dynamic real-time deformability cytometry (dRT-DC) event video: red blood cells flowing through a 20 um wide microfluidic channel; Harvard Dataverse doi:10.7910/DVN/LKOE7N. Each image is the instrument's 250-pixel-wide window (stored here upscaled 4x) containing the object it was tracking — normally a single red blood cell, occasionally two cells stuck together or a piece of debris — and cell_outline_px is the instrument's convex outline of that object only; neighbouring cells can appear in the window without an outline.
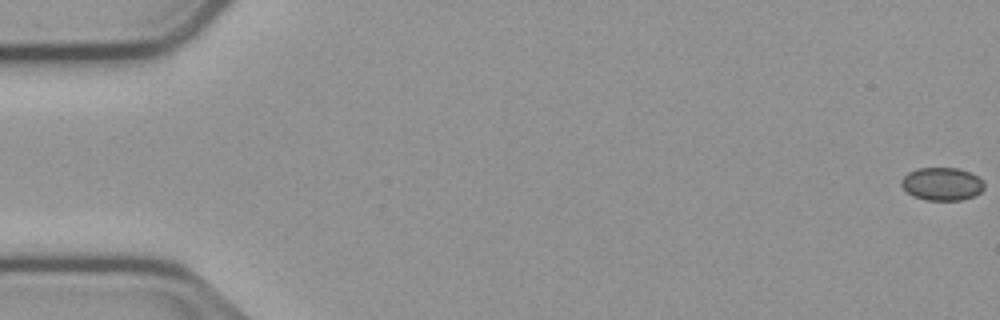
{"species": "common noctule bat (a hibernating species)", "species_latin": "Nyctalus noctula", "temperature_condition": "cold", "stored_images_in_passage": 56, "camera_frame_rate_fps": 3000, "um_per_image_px": 0.085, "animal": {"sex": "male", "body_mass_g": 23.1, "forearm_length_mm": 52.7}, "frame": {"image": 1, "passage_image": 1, "time_ms": 0.0, "image_size_px": [1000, 320], "cell_outline_px": [[984, 188], [980, 192], [972, 196], [960, 200], [924, 200], [912, 196], [900, 184], [900, 180], [908, 172], [916, 168], [956, 168], [972, 172], [984, 184]], "centroid_in_image_um": [80.03, 15.63], "position_along_channel_um": 5.0, "area_um2": 15.9}}
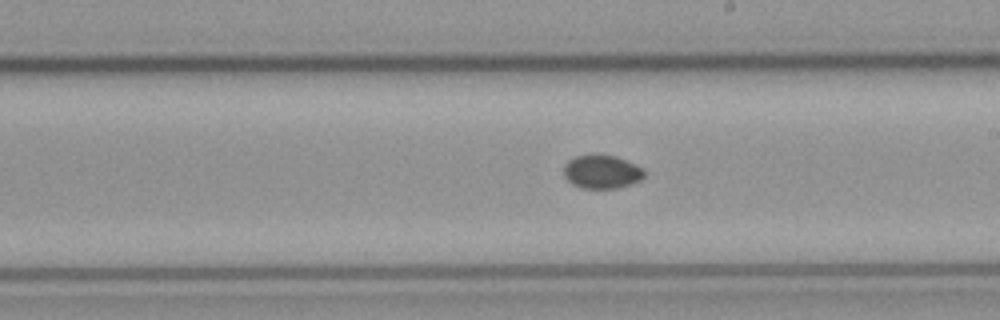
{"frame": {"image": 2, "passage_image": 32, "time_ms": 10.333, "image_size_px": [1000, 320], "cell_outline_px": [[644, 176], [640, 180], [616, 188], [584, 188], [572, 184], [564, 176], [564, 164], [568, 160], [576, 156], [616, 156], [644, 168]], "centroid_in_image_um": [51.14, 14.61], "position_along_channel_um": 237.9, "area_um2": 15.37}}
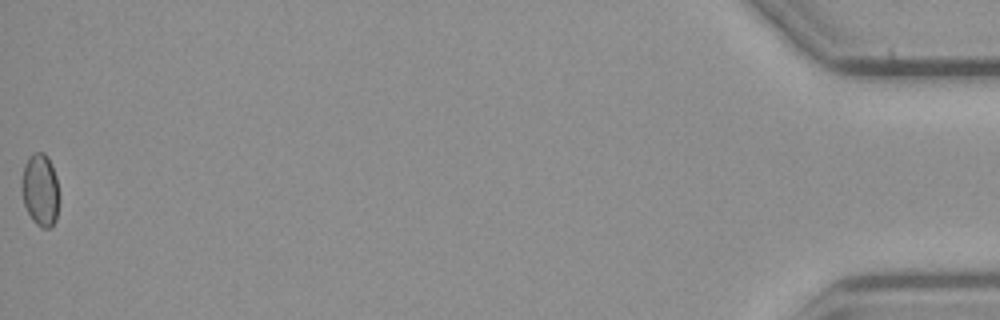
{"frame": {"image": 3, "passage_image": 56, "time_ms": 18.333, "image_size_px": [1000, 320], "cell_outline_px": [[60, 196], [56, 220], [48, 228], [40, 228], [32, 220], [24, 204], [20, 188], [20, 184], [24, 164], [28, 156], [36, 152], [44, 152], [48, 156], [56, 176]], "centroid_in_image_um": [3.42, 16.13], "position_along_channel_um": 431.8, "area_um2": 16.24}}